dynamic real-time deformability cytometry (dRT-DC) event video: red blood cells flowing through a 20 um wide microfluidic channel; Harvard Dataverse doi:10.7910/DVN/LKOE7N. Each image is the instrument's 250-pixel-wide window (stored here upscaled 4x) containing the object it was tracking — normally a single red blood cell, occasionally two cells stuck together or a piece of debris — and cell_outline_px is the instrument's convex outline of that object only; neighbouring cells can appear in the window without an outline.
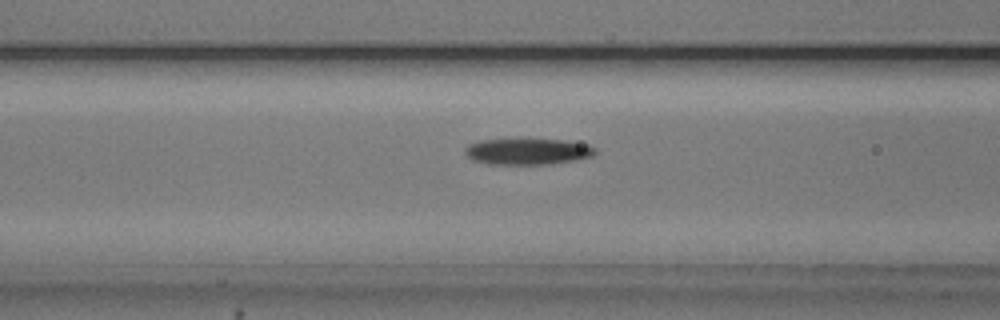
{"species": "common noctule bat (a hibernating species)", "species_latin": "Nyctalus noctula", "temperature_condition": "cold", "stored_images_in_passage": 44, "camera_frame_rate_fps": 3000, "um_per_image_px": 0.085, "animal": {"sex": "male", "body_mass_g": 20.5, "forearm_length_mm": 52.5}, "frame": {"image": 1, "passage_image": 11, "time_ms": 3.333, "image_size_px": [1000, 320], "cell_outline_px": [[596, 152], [592, 156], [576, 160], [552, 164], [488, 164], [472, 160], [464, 152], [464, 148], [468, 144], [480, 140], [524, 136], [528, 136], [564, 140], [588, 144], [596, 148]], "centroid_in_image_um": [44.83, 12.82], "position_along_channel_um": 121.8, "area_um2": 21.1}}
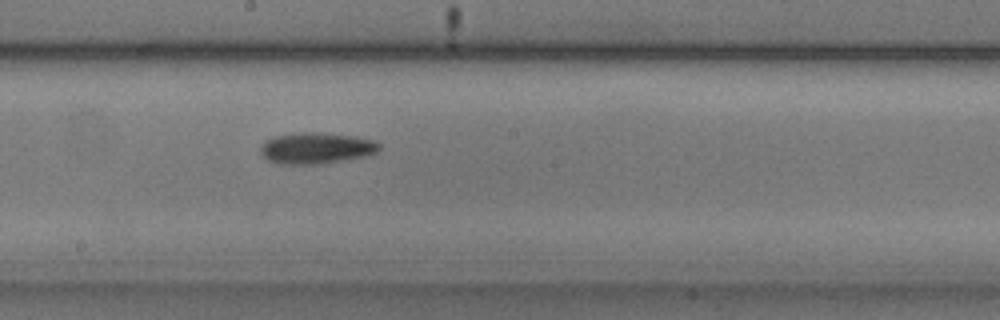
{"frame": {"image": 2, "passage_image": 19, "time_ms": 6.0, "image_size_px": [1000, 320], "cell_outline_px": [[380, 148], [376, 152], [368, 156], [344, 160], [316, 164], [280, 164], [268, 160], [260, 152], [260, 144], [272, 136], [304, 132], [316, 132], [356, 136], [372, 140], [380, 144]], "centroid_in_image_um": [26.87, 12.59], "position_along_channel_um": 221.3, "area_um2": 21.68}}
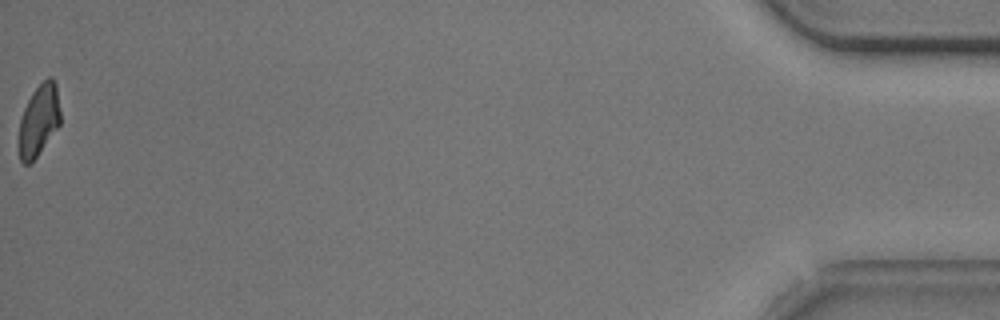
{"frame": {"image": 3, "passage_image": 44, "time_ms": 14.333, "image_size_px": [1000, 320], "cell_outline_px": [[60, 124], [36, 156], [28, 164], [24, 164], [20, 160], [20, 120], [24, 108], [32, 92], [48, 76], [52, 76], [56, 84], [60, 112]], "centroid_in_image_um": [3.32, 10.17], "position_along_channel_um": 431.9, "area_um2": 16.82}, "authors_computed_cell_mechanics": {"area_um2": 19.4208, "velocity_mm_per_s": 3.7282, "shape_relaxation_time_tau1_ms": 2.2028, "shape_relaxation_time_tau2_ms": null, "deformation_change_tau1": 0.103, "deformation_change_tau2": null}}